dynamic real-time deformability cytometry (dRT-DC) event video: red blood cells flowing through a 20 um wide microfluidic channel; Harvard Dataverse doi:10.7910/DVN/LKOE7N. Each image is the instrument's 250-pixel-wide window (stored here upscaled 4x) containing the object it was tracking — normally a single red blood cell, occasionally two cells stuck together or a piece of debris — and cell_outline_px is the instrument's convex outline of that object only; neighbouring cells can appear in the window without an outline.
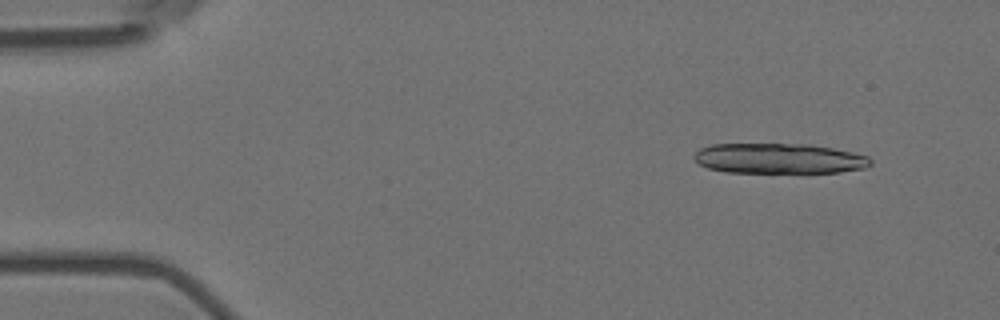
{"species": "Egyptian fruit bat (a non-hibernating species)", "species_latin": "Rousettus aegyptiacus", "temperature_condition": "room temperature", "stored_images_in_passage": 18, "camera_frame_rate_fps": 3000, "um_per_image_px": 0.085, "animal": {"sex": "female"}, "frame": {"image": 1, "passage_image": 3, "time_ms": 0.667, "image_size_px": [1000, 320], "cell_outline_px": [[872, 164], [864, 168], [840, 172], [728, 172], [708, 168], [700, 164], [692, 156], [700, 148], [712, 144], [808, 144], [832, 148], [868, 156], [872, 160]], "centroid_in_image_um": [66.21, 13.47], "position_along_channel_um": 18.8, "area_um2": 30.92}}